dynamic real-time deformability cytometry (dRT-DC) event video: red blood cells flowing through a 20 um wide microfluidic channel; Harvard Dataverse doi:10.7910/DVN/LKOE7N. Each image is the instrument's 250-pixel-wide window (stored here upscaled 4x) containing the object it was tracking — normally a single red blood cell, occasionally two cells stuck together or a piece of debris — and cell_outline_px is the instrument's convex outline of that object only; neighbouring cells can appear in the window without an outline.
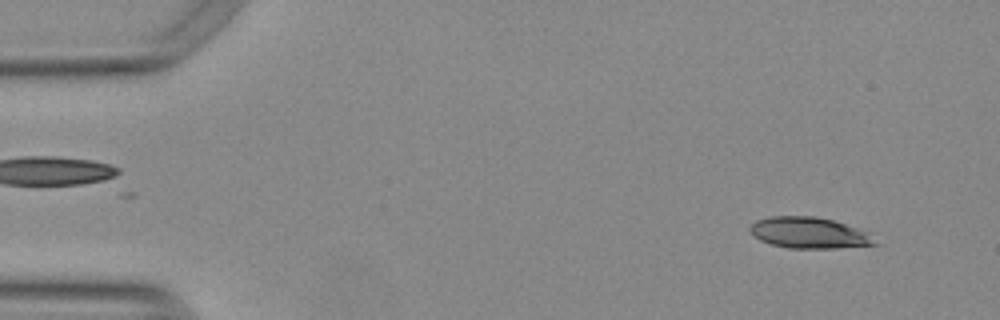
{"species": "Egyptian fruit bat (a non-hibernating species)", "species_latin": "Rousettus aegyptiacus", "temperature_condition": "warm", "stored_images_in_passage": 15, "camera_frame_rate_fps": 3000, "um_per_image_px": 0.085, "animal": {"sex": "female"}, "frame": {"image": 1, "passage_image": 5, "time_ms": 1.333, "image_size_px": [1000, 320], "cell_outline_px": [[880, 244], [836, 248], [788, 248], [772, 244], [760, 240], [748, 228], [756, 220], [768, 216], [816, 216], [832, 220], [872, 232]], "centroid_in_image_um": [68.85, 19.79], "position_along_channel_um": 16.1, "area_um2": 22.89}}